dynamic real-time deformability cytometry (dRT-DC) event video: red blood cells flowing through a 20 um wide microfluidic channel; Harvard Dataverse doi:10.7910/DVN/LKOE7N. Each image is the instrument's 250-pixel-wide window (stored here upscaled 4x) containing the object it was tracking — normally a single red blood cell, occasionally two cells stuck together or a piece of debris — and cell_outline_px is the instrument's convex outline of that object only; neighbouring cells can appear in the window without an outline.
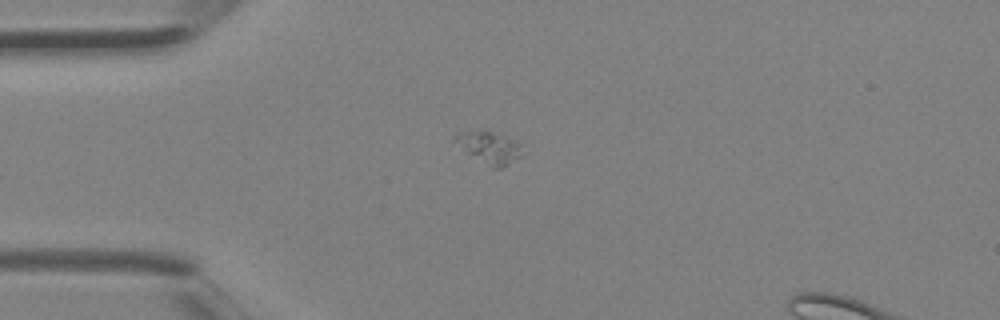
{"species": "Egyptian fruit bat (a non-hibernating species)", "species_latin": "Rousettus aegyptiacus", "temperature_condition": "room temperature", "stored_images_in_passage": 2, "camera_frame_rate_fps": 3000, "um_per_image_px": 0.085, "animal": {"sex": "female"}, "frame": {"image": 1, "passage_image": 1, "time_ms": 0.0, "image_size_px": [1000, 320], "cell_outline_px": [[524, 156], [500, 168], [492, 168], [468, 152], [452, 140], [456, 136], [464, 132], [484, 128], [488, 128], [520, 144]], "centroid_in_image_um": [41.64, 12.51], "position_along_channel_um": 43.4, "area_um2": 12.43}}